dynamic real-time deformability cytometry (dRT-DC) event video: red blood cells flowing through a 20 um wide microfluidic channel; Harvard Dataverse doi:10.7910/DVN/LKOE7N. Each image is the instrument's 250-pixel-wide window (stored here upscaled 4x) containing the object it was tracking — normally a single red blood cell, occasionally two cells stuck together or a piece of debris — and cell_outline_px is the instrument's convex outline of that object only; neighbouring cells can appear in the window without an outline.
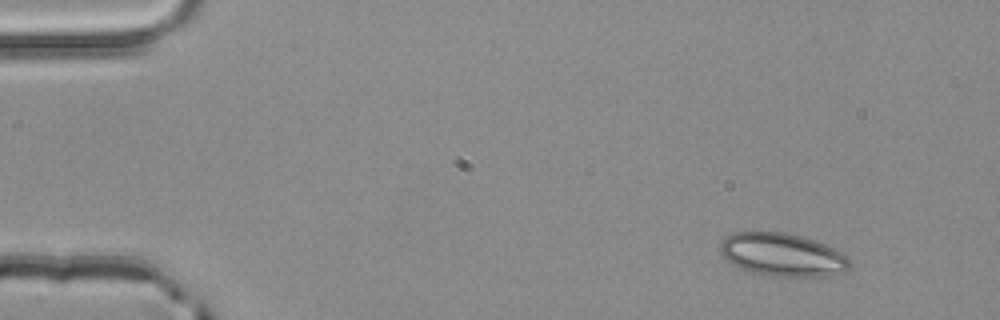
{"species": "common noctule bat (a hibernating species)", "species_latin": "Nyctalus noctula", "temperature_condition": "room temperature", "stored_images_in_passage": 3, "camera_frame_rate_fps": 3000, "um_per_image_px": 0.085, "animal": {"sex": "male", "body_mass_g": 20.4}, "frame": {"image": 1, "passage_image": 1, "time_ms": 0.0, "image_size_px": [1000, 320], "cell_outline_px": [[852, 264], [844, 272], [828, 276], [776, 276], [752, 272], [740, 268], [724, 260], [720, 252], [720, 244], [724, 236], [732, 232], [784, 232], [816, 240], [840, 252]], "centroid_in_image_um": [66.45, 21.64], "position_along_channel_um": 18.5, "area_um2": 32.48}}